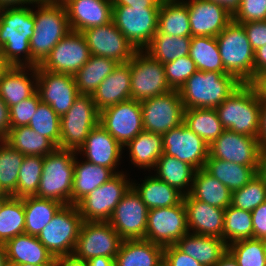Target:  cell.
<instances>
[{
	"label": "cell",
	"instance_id": "cell-65",
	"mask_svg": "<svg viewBox=\"0 0 266 266\" xmlns=\"http://www.w3.org/2000/svg\"><path fill=\"white\" fill-rule=\"evenodd\" d=\"M88 266H115V258L98 256L87 260Z\"/></svg>",
	"mask_w": 266,
	"mask_h": 266
},
{
	"label": "cell",
	"instance_id": "cell-67",
	"mask_svg": "<svg viewBox=\"0 0 266 266\" xmlns=\"http://www.w3.org/2000/svg\"><path fill=\"white\" fill-rule=\"evenodd\" d=\"M214 266H238L234 257L226 251L220 260Z\"/></svg>",
	"mask_w": 266,
	"mask_h": 266
},
{
	"label": "cell",
	"instance_id": "cell-39",
	"mask_svg": "<svg viewBox=\"0 0 266 266\" xmlns=\"http://www.w3.org/2000/svg\"><path fill=\"white\" fill-rule=\"evenodd\" d=\"M118 64L107 57L91 55L88 62L74 74L79 94L92 96L99 84Z\"/></svg>",
	"mask_w": 266,
	"mask_h": 266
},
{
	"label": "cell",
	"instance_id": "cell-62",
	"mask_svg": "<svg viewBox=\"0 0 266 266\" xmlns=\"http://www.w3.org/2000/svg\"><path fill=\"white\" fill-rule=\"evenodd\" d=\"M55 266H88V262L71 254L55 258Z\"/></svg>",
	"mask_w": 266,
	"mask_h": 266
},
{
	"label": "cell",
	"instance_id": "cell-6",
	"mask_svg": "<svg viewBox=\"0 0 266 266\" xmlns=\"http://www.w3.org/2000/svg\"><path fill=\"white\" fill-rule=\"evenodd\" d=\"M216 40L225 71L249 83L254 78V50L243 25L232 20Z\"/></svg>",
	"mask_w": 266,
	"mask_h": 266
},
{
	"label": "cell",
	"instance_id": "cell-17",
	"mask_svg": "<svg viewBox=\"0 0 266 266\" xmlns=\"http://www.w3.org/2000/svg\"><path fill=\"white\" fill-rule=\"evenodd\" d=\"M148 208L131 187L115 207L108 223L123 239H145Z\"/></svg>",
	"mask_w": 266,
	"mask_h": 266
},
{
	"label": "cell",
	"instance_id": "cell-9",
	"mask_svg": "<svg viewBox=\"0 0 266 266\" xmlns=\"http://www.w3.org/2000/svg\"><path fill=\"white\" fill-rule=\"evenodd\" d=\"M159 9L113 6L112 21L136 50H144L158 31Z\"/></svg>",
	"mask_w": 266,
	"mask_h": 266
},
{
	"label": "cell",
	"instance_id": "cell-63",
	"mask_svg": "<svg viewBox=\"0 0 266 266\" xmlns=\"http://www.w3.org/2000/svg\"><path fill=\"white\" fill-rule=\"evenodd\" d=\"M256 174L266 185V148L260 150Z\"/></svg>",
	"mask_w": 266,
	"mask_h": 266
},
{
	"label": "cell",
	"instance_id": "cell-34",
	"mask_svg": "<svg viewBox=\"0 0 266 266\" xmlns=\"http://www.w3.org/2000/svg\"><path fill=\"white\" fill-rule=\"evenodd\" d=\"M154 169L157 171L155 175L157 178L177 189L184 196L190 193L196 173L194 167L176 157L162 154Z\"/></svg>",
	"mask_w": 266,
	"mask_h": 266
},
{
	"label": "cell",
	"instance_id": "cell-44",
	"mask_svg": "<svg viewBox=\"0 0 266 266\" xmlns=\"http://www.w3.org/2000/svg\"><path fill=\"white\" fill-rule=\"evenodd\" d=\"M23 197L11 196L0 211V244L25 233Z\"/></svg>",
	"mask_w": 266,
	"mask_h": 266
},
{
	"label": "cell",
	"instance_id": "cell-37",
	"mask_svg": "<svg viewBox=\"0 0 266 266\" xmlns=\"http://www.w3.org/2000/svg\"><path fill=\"white\" fill-rule=\"evenodd\" d=\"M64 204L36 196L23 197L25 212V234L38 236Z\"/></svg>",
	"mask_w": 266,
	"mask_h": 266
},
{
	"label": "cell",
	"instance_id": "cell-49",
	"mask_svg": "<svg viewBox=\"0 0 266 266\" xmlns=\"http://www.w3.org/2000/svg\"><path fill=\"white\" fill-rule=\"evenodd\" d=\"M28 126L60 148V117L49 104H38Z\"/></svg>",
	"mask_w": 266,
	"mask_h": 266
},
{
	"label": "cell",
	"instance_id": "cell-38",
	"mask_svg": "<svg viewBox=\"0 0 266 266\" xmlns=\"http://www.w3.org/2000/svg\"><path fill=\"white\" fill-rule=\"evenodd\" d=\"M204 169L231 192L241 189L257 175V167L239 165L217 158H208Z\"/></svg>",
	"mask_w": 266,
	"mask_h": 266
},
{
	"label": "cell",
	"instance_id": "cell-3",
	"mask_svg": "<svg viewBox=\"0 0 266 266\" xmlns=\"http://www.w3.org/2000/svg\"><path fill=\"white\" fill-rule=\"evenodd\" d=\"M241 84L231 74L197 70L186 80L179 93L184 109H216Z\"/></svg>",
	"mask_w": 266,
	"mask_h": 266
},
{
	"label": "cell",
	"instance_id": "cell-61",
	"mask_svg": "<svg viewBox=\"0 0 266 266\" xmlns=\"http://www.w3.org/2000/svg\"><path fill=\"white\" fill-rule=\"evenodd\" d=\"M266 72V45L254 51V76Z\"/></svg>",
	"mask_w": 266,
	"mask_h": 266
},
{
	"label": "cell",
	"instance_id": "cell-54",
	"mask_svg": "<svg viewBox=\"0 0 266 266\" xmlns=\"http://www.w3.org/2000/svg\"><path fill=\"white\" fill-rule=\"evenodd\" d=\"M163 263L166 266H203L197 260L181 251L176 245L164 247Z\"/></svg>",
	"mask_w": 266,
	"mask_h": 266
},
{
	"label": "cell",
	"instance_id": "cell-70",
	"mask_svg": "<svg viewBox=\"0 0 266 266\" xmlns=\"http://www.w3.org/2000/svg\"><path fill=\"white\" fill-rule=\"evenodd\" d=\"M9 67V65L5 62L3 56H2V52L0 50V77L2 75V73Z\"/></svg>",
	"mask_w": 266,
	"mask_h": 266
},
{
	"label": "cell",
	"instance_id": "cell-50",
	"mask_svg": "<svg viewBox=\"0 0 266 266\" xmlns=\"http://www.w3.org/2000/svg\"><path fill=\"white\" fill-rule=\"evenodd\" d=\"M266 201V185L256 175L241 189L232 192L231 205L252 212L260 204Z\"/></svg>",
	"mask_w": 266,
	"mask_h": 266
},
{
	"label": "cell",
	"instance_id": "cell-72",
	"mask_svg": "<svg viewBox=\"0 0 266 266\" xmlns=\"http://www.w3.org/2000/svg\"><path fill=\"white\" fill-rule=\"evenodd\" d=\"M11 195L7 194L3 188L0 186V198H10Z\"/></svg>",
	"mask_w": 266,
	"mask_h": 266
},
{
	"label": "cell",
	"instance_id": "cell-36",
	"mask_svg": "<svg viewBox=\"0 0 266 266\" xmlns=\"http://www.w3.org/2000/svg\"><path fill=\"white\" fill-rule=\"evenodd\" d=\"M124 147H128L130 161L136 167L154 170L158 159L163 154L162 135L143 130Z\"/></svg>",
	"mask_w": 266,
	"mask_h": 266
},
{
	"label": "cell",
	"instance_id": "cell-5",
	"mask_svg": "<svg viewBox=\"0 0 266 266\" xmlns=\"http://www.w3.org/2000/svg\"><path fill=\"white\" fill-rule=\"evenodd\" d=\"M259 98L248 84H241L217 108L224 129L257 138L259 132Z\"/></svg>",
	"mask_w": 266,
	"mask_h": 266
},
{
	"label": "cell",
	"instance_id": "cell-53",
	"mask_svg": "<svg viewBox=\"0 0 266 266\" xmlns=\"http://www.w3.org/2000/svg\"><path fill=\"white\" fill-rule=\"evenodd\" d=\"M266 20V0H241L233 21L239 24Z\"/></svg>",
	"mask_w": 266,
	"mask_h": 266
},
{
	"label": "cell",
	"instance_id": "cell-30",
	"mask_svg": "<svg viewBox=\"0 0 266 266\" xmlns=\"http://www.w3.org/2000/svg\"><path fill=\"white\" fill-rule=\"evenodd\" d=\"M8 261L29 264H55V257L39 241L37 236L21 234L5 244Z\"/></svg>",
	"mask_w": 266,
	"mask_h": 266
},
{
	"label": "cell",
	"instance_id": "cell-1",
	"mask_svg": "<svg viewBox=\"0 0 266 266\" xmlns=\"http://www.w3.org/2000/svg\"><path fill=\"white\" fill-rule=\"evenodd\" d=\"M34 27V11L30 7L0 8V50L9 66H31L30 38Z\"/></svg>",
	"mask_w": 266,
	"mask_h": 266
},
{
	"label": "cell",
	"instance_id": "cell-27",
	"mask_svg": "<svg viewBox=\"0 0 266 266\" xmlns=\"http://www.w3.org/2000/svg\"><path fill=\"white\" fill-rule=\"evenodd\" d=\"M92 98L99 112L131 99V70L128 63L118 64L97 87Z\"/></svg>",
	"mask_w": 266,
	"mask_h": 266
},
{
	"label": "cell",
	"instance_id": "cell-26",
	"mask_svg": "<svg viewBox=\"0 0 266 266\" xmlns=\"http://www.w3.org/2000/svg\"><path fill=\"white\" fill-rule=\"evenodd\" d=\"M26 70L33 74L25 72ZM29 77H32L34 81ZM36 92L37 67L9 66L0 77V97L8 107L17 105L22 100L33 96Z\"/></svg>",
	"mask_w": 266,
	"mask_h": 266
},
{
	"label": "cell",
	"instance_id": "cell-46",
	"mask_svg": "<svg viewBox=\"0 0 266 266\" xmlns=\"http://www.w3.org/2000/svg\"><path fill=\"white\" fill-rule=\"evenodd\" d=\"M24 156L7 142L0 140V186L9 195L16 191Z\"/></svg>",
	"mask_w": 266,
	"mask_h": 266
},
{
	"label": "cell",
	"instance_id": "cell-32",
	"mask_svg": "<svg viewBox=\"0 0 266 266\" xmlns=\"http://www.w3.org/2000/svg\"><path fill=\"white\" fill-rule=\"evenodd\" d=\"M189 195L222 209H226L232 201V192L204 168L196 170Z\"/></svg>",
	"mask_w": 266,
	"mask_h": 266
},
{
	"label": "cell",
	"instance_id": "cell-40",
	"mask_svg": "<svg viewBox=\"0 0 266 266\" xmlns=\"http://www.w3.org/2000/svg\"><path fill=\"white\" fill-rule=\"evenodd\" d=\"M25 156H46L57 146L48 138L39 135L29 126L10 128L4 140Z\"/></svg>",
	"mask_w": 266,
	"mask_h": 266
},
{
	"label": "cell",
	"instance_id": "cell-29",
	"mask_svg": "<svg viewBox=\"0 0 266 266\" xmlns=\"http://www.w3.org/2000/svg\"><path fill=\"white\" fill-rule=\"evenodd\" d=\"M175 245L203 266H214L227 251V244L223 239L190 232Z\"/></svg>",
	"mask_w": 266,
	"mask_h": 266
},
{
	"label": "cell",
	"instance_id": "cell-15",
	"mask_svg": "<svg viewBox=\"0 0 266 266\" xmlns=\"http://www.w3.org/2000/svg\"><path fill=\"white\" fill-rule=\"evenodd\" d=\"M99 124L124 147L144 130L141 103L130 99L110 106L100 112Z\"/></svg>",
	"mask_w": 266,
	"mask_h": 266
},
{
	"label": "cell",
	"instance_id": "cell-58",
	"mask_svg": "<svg viewBox=\"0 0 266 266\" xmlns=\"http://www.w3.org/2000/svg\"><path fill=\"white\" fill-rule=\"evenodd\" d=\"M10 129L9 107L0 97V140H5Z\"/></svg>",
	"mask_w": 266,
	"mask_h": 266
},
{
	"label": "cell",
	"instance_id": "cell-35",
	"mask_svg": "<svg viewBox=\"0 0 266 266\" xmlns=\"http://www.w3.org/2000/svg\"><path fill=\"white\" fill-rule=\"evenodd\" d=\"M158 31L171 36L191 37L188 7L183 0H162Z\"/></svg>",
	"mask_w": 266,
	"mask_h": 266
},
{
	"label": "cell",
	"instance_id": "cell-25",
	"mask_svg": "<svg viewBox=\"0 0 266 266\" xmlns=\"http://www.w3.org/2000/svg\"><path fill=\"white\" fill-rule=\"evenodd\" d=\"M183 203L190 233L223 239L225 209L199 201L189 194L184 196Z\"/></svg>",
	"mask_w": 266,
	"mask_h": 266
},
{
	"label": "cell",
	"instance_id": "cell-28",
	"mask_svg": "<svg viewBox=\"0 0 266 266\" xmlns=\"http://www.w3.org/2000/svg\"><path fill=\"white\" fill-rule=\"evenodd\" d=\"M164 247L146 239L123 240L115 257V266H159Z\"/></svg>",
	"mask_w": 266,
	"mask_h": 266
},
{
	"label": "cell",
	"instance_id": "cell-45",
	"mask_svg": "<svg viewBox=\"0 0 266 266\" xmlns=\"http://www.w3.org/2000/svg\"><path fill=\"white\" fill-rule=\"evenodd\" d=\"M249 238H253L251 212L229 205L224 211L223 240L228 246Z\"/></svg>",
	"mask_w": 266,
	"mask_h": 266
},
{
	"label": "cell",
	"instance_id": "cell-66",
	"mask_svg": "<svg viewBox=\"0 0 266 266\" xmlns=\"http://www.w3.org/2000/svg\"><path fill=\"white\" fill-rule=\"evenodd\" d=\"M38 0H0V8L36 4Z\"/></svg>",
	"mask_w": 266,
	"mask_h": 266
},
{
	"label": "cell",
	"instance_id": "cell-55",
	"mask_svg": "<svg viewBox=\"0 0 266 266\" xmlns=\"http://www.w3.org/2000/svg\"><path fill=\"white\" fill-rule=\"evenodd\" d=\"M253 50L266 45V20L242 23Z\"/></svg>",
	"mask_w": 266,
	"mask_h": 266
},
{
	"label": "cell",
	"instance_id": "cell-47",
	"mask_svg": "<svg viewBox=\"0 0 266 266\" xmlns=\"http://www.w3.org/2000/svg\"><path fill=\"white\" fill-rule=\"evenodd\" d=\"M238 266H266V241L249 238L236 241L227 246Z\"/></svg>",
	"mask_w": 266,
	"mask_h": 266
},
{
	"label": "cell",
	"instance_id": "cell-21",
	"mask_svg": "<svg viewBox=\"0 0 266 266\" xmlns=\"http://www.w3.org/2000/svg\"><path fill=\"white\" fill-rule=\"evenodd\" d=\"M260 150L257 138L225 129L209 145L208 158H217L239 165L258 167Z\"/></svg>",
	"mask_w": 266,
	"mask_h": 266
},
{
	"label": "cell",
	"instance_id": "cell-41",
	"mask_svg": "<svg viewBox=\"0 0 266 266\" xmlns=\"http://www.w3.org/2000/svg\"><path fill=\"white\" fill-rule=\"evenodd\" d=\"M183 123L209 146L225 130L216 109H184Z\"/></svg>",
	"mask_w": 266,
	"mask_h": 266
},
{
	"label": "cell",
	"instance_id": "cell-73",
	"mask_svg": "<svg viewBox=\"0 0 266 266\" xmlns=\"http://www.w3.org/2000/svg\"><path fill=\"white\" fill-rule=\"evenodd\" d=\"M9 198H0V211L2 209L3 204L8 200Z\"/></svg>",
	"mask_w": 266,
	"mask_h": 266
},
{
	"label": "cell",
	"instance_id": "cell-59",
	"mask_svg": "<svg viewBox=\"0 0 266 266\" xmlns=\"http://www.w3.org/2000/svg\"><path fill=\"white\" fill-rule=\"evenodd\" d=\"M162 0H111L113 6L160 7Z\"/></svg>",
	"mask_w": 266,
	"mask_h": 266
},
{
	"label": "cell",
	"instance_id": "cell-13",
	"mask_svg": "<svg viewBox=\"0 0 266 266\" xmlns=\"http://www.w3.org/2000/svg\"><path fill=\"white\" fill-rule=\"evenodd\" d=\"M122 241L108 221H83L73 254L86 261L98 256L115 258Z\"/></svg>",
	"mask_w": 266,
	"mask_h": 266
},
{
	"label": "cell",
	"instance_id": "cell-64",
	"mask_svg": "<svg viewBox=\"0 0 266 266\" xmlns=\"http://www.w3.org/2000/svg\"><path fill=\"white\" fill-rule=\"evenodd\" d=\"M209 2H213L219 4L224 7L231 15H234L238 10L241 0H206Z\"/></svg>",
	"mask_w": 266,
	"mask_h": 266
},
{
	"label": "cell",
	"instance_id": "cell-4",
	"mask_svg": "<svg viewBox=\"0 0 266 266\" xmlns=\"http://www.w3.org/2000/svg\"><path fill=\"white\" fill-rule=\"evenodd\" d=\"M76 155V151L57 147L53 152L43 156V172L34 196L53 199L64 205L72 204Z\"/></svg>",
	"mask_w": 266,
	"mask_h": 266
},
{
	"label": "cell",
	"instance_id": "cell-68",
	"mask_svg": "<svg viewBox=\"0 0 266 266\" xmlns=\"http://www.w3.org/2000/svg\"><path fill=\"white\" fill-rule=\"evenodd\" d=\"M8 262L7 251L4 244H0V266H6Z\"/></svg>",
	"mask_w": 266,
	"mask_h": 266
},
{
	"label": "cell",
	"instance_id": "cell-10",
	"mask_svg": "<svg viewBox=\"0 0 266 266\" xmlns=\"http://www.w3.org/2000/svg\"><path fill=\"white\" fill-rule=\"evenodd\" d=\"M128 64L132 100L141 102L172 90L166 80L163 64L144 50H137Z\"/></svg>",
	"mask_w": 266,
	"mask_h": 266
},
{
	"label": "cell",
	"instance_id": "cell-43",
	"mask_svg": "<svg viewBox=\"0 0 266 266\" xmlns=\"http://www.w3.org/2000/svg\"><path fill=\"white\" fill-rule=\"evenodd\" d=\"M189 56L199 71L228 74L223 67L216 37L192 36Z\"/></svg>",
	"mask_w": 266,
	"mask_h": 266
},
{
	"label": "cell",
	"instance_id": "cell-22",
	"mask_svg": "<svg viewBox=\"0 0 266 266\" xmlns=\"http://www.w3.org/2000/svg\"><path fill=\"white\" fill-rule=\"evenodd\" d=\"M188 7L191 37H216L233 20L224 7L206 0H183Z\"/></svg>",
	"mask_w": 266,
	"mask_h": 266
},
{
	"label": "cell",
	"instance_id": "cell-8",
	"mask_svg": "<svg viewBox=\"0 0 266 266\" xmlns=\"http://www.w3.org/2000/svg\"><path fill=\"white\" fill-rule=\"evenodd\" d=\"M99 120L100 112L92 96L80 94L60 117V148L77 152Z\"/></svg>",
	"mask_w": 266,
	"mask_h": 266
},
{
	"label": "cell",
	"instance_id": "cell-52",
	"mask_svg": "<svg viewBox=\"0 0 266 266\" xmlns=\"http://www.w3.org/2000/svg\"><path fill=\"white\" fill-rule=\"evenodd\" d=\"M41 102L40 95L36 92L28 99L22 100L17 105L9 107L10 128L28 126L38 104Z\"/></svg>",
	"mask_w": 266,
	"mask_h": 266
},
{
	"label": "cell",
	"instance_id": "cell-14",
	"mask_svg": "<svg viewBox=\"0 0 266 266\" xmlns=\"http://www.w3.org/2000/svg\"><path fill=\"white\" fill-rule=\"evenodd\" d=\"M188 232L183 201L178 205L148 210L146 240L166 247L175 245Z\"/></svg>",
	"mask_w": 266,
	"mask_h": 266
},
{
	"label": "cell",
	"instance_id": "cell-18",
	"mask_svg": "<svg viewBox=\"0 0 266 266\" xmlns=\"http://www.w3.org/2000/svg\"><path fill=\"white\" fill-rule=\"evenodd\" d=\"M162 142L163 154L176 157L196 170L205 167L209 146L184 123L162 134Z\"/></svg>",
	"mask_w": 266,
	"mask_h": 266
},
{
	"label": "cell",
	"instance_id": "cell-31",
	"mask_svg": "<svg viewBox=\"0 0 266 266\" xmlns=\"http://www.w3.org/2000/svg\"><path fill=\"white\" fill-rule=\"evenodd\" d=\"M116 174L109 168L93 164L87 160H74V178L72 186V204L76 205L82 198L109 181Z\"/></svg>",
	"mask_w": 266,
	"mask_h": 266
},
{
	"label": "cell",
	"instance_id": "cell-42",
	"mask_svg": "<svg viewBox=\"0 0 266 266\" xmlns=\"http://www.w3.org/2000/svg\"><path fill=\"white\" fill-rule=\"evenodd\" d=\"M192 37L171 36L159 31L144 49L153 59L165 64L189 55Z\"/></svg>",
	"mask_w": 266,
	"mask_h": 266
},
{
	"label": "cell",
	"instance_id": "cell-2",
	"mask_svg": "<svg viewBox=\"0 0 266 266\" xmlns=\"http://www.w3.org/2000/svg\"><path fill=\"white\" fill-rule=\"evenodd\" d=\"M34 34L30 38L31 66L37 67L70 31L64 4L36 2Z\"/></svg>",
	"mask_w": 266,
	"mask_h": 266
},
{
	"label": "cell",
	"instance_id": "cell-11",
	"mask_svg": "<svg viewBox=\"0 0 266 266\" xmlns=\"http://www.w3.org/2000/svg\"><path fill=\"white\" fill-rule=\"evenodd\" d=\"M131 187L132 181L122 172L95 188L76 204L83 221H108Z\"/></svg>",
	"mask_w": 266,
	"mask_h": 266
},
{
	"label": "cell",
	"instance_id": "cell-57",
	"mask_svg": "<svg viewBox=\"0 0 266 266\" xmlns=\"http://www.w3.org/2000/svg\"><path fill=\"white\" fill-rule=\"evenodd\" d=\"M248 84L254 89L259 101L266 103V72L256 74Z\"/></svg>",
	"mask_w": 266,
	"mask_h": 266
},
{
	"label": "cell",
	"instance_id": "cell-60",
	"mask_svg": "<svg viewBox=\"0 0 266 266\" xmlns=\"http://www.w3.org/2000/svg\"><path fill=\"white\" fill-rule=\"evenodd\" d=\"M260 149L266 148V103L261 102L259 114V132L257 135Z\"/></svg>",
	"mask_w": 266,
	"mask_h": 266
},
{
	"label": "cell",
	"instance_id": "cell-69",
	"mask_svg": "<svg viewBox=\"0 0 266 266\" xmlns=\"http://www.w3.org/2000/svg\"><path fill=\"white\" fill-rule=\"evenodd\" d=\"M6 266H55V264H29L8 261Z\"/></svg>",
	"mask_w": 266,
	"mask_h": 266
},
{
	"label": "cell",
	"instance_id": "cell-56",
	"mask_svg": "<svg viewBox=\"0 0 266 266\" xmlns=\"http://www.w3.org/2000/svg\"><path fill=\"white\" fill-rule=\"evenodd\" d=\"M253 238L266 241V201L260 204L252 212Z\"/></svg>",
	"mask_w": 266,
	"mask_h": 266
},
{
	"label": "cell",
	"instance_id": "cell-71",
	"mask_svg": "<svg viewBox=\"0 0 266 266\" xmlns=\"http://www.w3.org/2000/svg\"><path fill=\"white\" fill-rule=\"evenodd\" d=\"M40 2H46V3H58V4H64L67 0H38Z\"/></svg>",
	"mask_w": 266,
	"mask_h": 266
},
{
	"label": "cell",
	"instance_id": "cell-33",
	"mask_svg": "<svg viewBox=\"0 0 266 266\" xmlns=\"http://www.w3.org/2000/svg\"><path fill=\"white\" fill-rule=\"evenodd\" d=\"M132 187L140 195L148 210L178 205L183 201L184 195L177 189L169 186L155 175L148 176L140 184L132 183Z\"/></svg>",
	"mask_w": 266,
	"mask_h": 266
},
{
	"label": "cell",
	"instance_id": "cell-7",
	"mask_svg": "<svg viewBox=\"0 0 266 266\" xmlns=\"http://www.w3.org/2000/svg\"><path fill=\"white\" fill-rule=\"evenodd\" d=\"M82 223L77 206L64 205L37 238L55 258L71 255L74 253Z\"/></svg>",
	"mask_w": 266,
	"mask_h": 266
},
{
	"label": "cell",
	"instance_id": "cell-48",
	"mask_svg": "<svg viewBox=\"0 0 266 266\" xmlns=\"http://www.w3.org/2000/svg\"><path fill=\"white\" fill-rule=\"evenodd\" d=\"M19 170L16 191L11 196L19 198L34 196L43 172V157L24 156Z\"/></svg>",
	"mask_w": 266,
	"mask_h": 266
},
{
	"label": "cell",
	"instance_id": "cell-19",
	"mask_svg": "<svg viewBox=\"0 0 266 266\" xmlns=\"http://www.w3.org/2000/svg\"><path fill=\"white\" fill-rule=\"evenodd\" d=\"M81 33L85 37L91 55L107 57L122 64L128 63L137 51L113 21L88 28Z\"/></svg>",
	"mask_w": 266,
	"mask_h": 266
},
{
	"label": "cell",
	"instance_id": "cell-20",
	"mask_svg": "<svg viewBox=\"0 0 266 266\" xmlns=\"http://www.w3.org/2000/svg\"><path fill=\"white\" fill-rule=\"evenodd\" d=\"M37 92L42 103L49 104L56 114L63 116L80 95L74 75L53 73L37 66Z\"/></svg>",
	"mask_w": 266,
	"mask_h": 266
},
{
	"label": "cell",
	"instance_id": "cell-23",
	"mask_svg": "<svg viewBox=\"0 0 266 266\" xmlns=\"http://www.w3.org/2000/svg\"><path fill=\"white\" fill-rule=\"evenodd\" d=\"M64 6L71 31L82 32L112 21L111 0H67Z\"/></svg>",
	"mask_w": 266,
	"mask_h": 266
},
{
	"label": "cell",
	"instance_id": "cell-24",
	"mask_svg": "<svg viewBox=\"0 0 266 266\" xmlns=\"http://www.w3.org/2000/svg\"><path fill=\"white\" fill-rule=\"evenodd\" d=\"M124 147L117 142L100 124L94 127L86 138L84 144L77 153L85 155L87 161L107 167L115 174L122 172L115 171Z\"/></svg>",
	"mask_w": 266,
	"mask_h": 266
},
{
	"label": "cell",
	"instance_id": "cell-51",
	"mask_svg": "<svg viewBox=\"0 0 266 266\" xmlns=\"http://www.w3.org/2000/svg\"><path fill=\"white\" fill-rule=\"evenodd\" d=\"M163 66L166 80L172 90H180L186 80L197 71L196 64L189 55L167 62Z\"/></svg>",
	"mask_w": 266,
	"mask_h": 266
},
{
	"label": "cell",
	"instance_id": "cell-12",
	"mask_svg": "<svg viewBox=\"0 0 266 266\" xmlns=\"http://www.w3.org/2000/svg\"><path fill=\"white\" fill-rule=\"evenodd\" d=\"M140 103L145 131L162 135L183 123L184 106L179 90H171Z\"/></svg>",
	"mask_w": 266,
	"mask_h": 266
},
{
	"label": "cell",
	"instance_id": "cell-16",
	"mask_svg": "<svg viewBox=\"0 0 266 266\" xmlns=\"http://www.w3.org/2000/svg\"><path fill=\"white\" fill-rule=\"evenodd\" d=\"M90 56L83 34L70 31L39 66L49 72L74 75L88 62Z\"/></svg>",
	"mask_w": 266,
	"mask_h": 266
}]
</instances>
